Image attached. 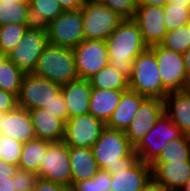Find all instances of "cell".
Instances as JSON below:
<instances>
[{
  "mask_svg": "<svg viewBox=\"0 0 190 191\" xmlns=\"http://www.w3.org/2000/svg\"><path fill=\"white\" fill-rule=\"evenodd\" d=\"M7 24L34 26L29 3L0 2V26Z\"/></svg>",
  "mask_w": 190,
  "mask_h": 191,
  "instance_id": "28",
  "label": "cell"
},
{
  "mask_svg": "<svg viewBox=\"0 0 190 191\" xmlns=\"http://www.w3.org/2000/svg\"><path fill=\"white\" fill-rule=\"evenodd\" d=\"M51 142L42 140L41 138H34L23 144L18 168L34 173L38 172L41 160L47 151L48 145Z\"/></svg>",
  "mask_w": 190,
  "mask_h": 191,
  "instance_id": "25",
  "label": "cell"
},
{
  "mask_svg": "<svg viewBox=\"0 0 190 191\" xmlns=\"http://www.w3.org/2000/svg\"><path fill=\"white\" fill-rule=\"evenodd\" d=\"M160 44L172 51L183 54L190 48V23L168 31Z\"/></svg>",
  "mask_w": 190,
  "mask_h": 191,
  "instance_id": "31",
  "label": "cell"
},
{
  "mask_svg": "<svg viewBox=\"0 0 190 191\" xmlns=\"http://www.w3.org/2000/svg\"><path fill=\"white\" fill-rule=\"evenodd\" d=\"M105 41L108 64L129 79L134 59L148 48L138 24L133 19H124Z\"/></svg>",
  "mask_w": 190,
  "mask_h": 191,
  "instance_id": "1",
  "label": "cell"
},
{
  "mask_svg": "<svg viewBox=\"0 0 190 191\" xmlns=\"http://www.w3.org/2000/svg\"><path fill=\"white\" fill-rule=\"evenodd\" d=\"M0 191H15V176L0 177Z\"/></svg>",
  "mask_w": 190,
  "mask_h": 191,
  "instance_id": "44",
  "label": "cell"
},
{
  "mask_svg": "<svg viewBox=\"0 0 190 191\" xmlns=\"http://www.w3.org/2000/svg\"><path fill=\"white\" fill-rule=\"evenodd\" d=\"M61 87V85L33 73L25 74L17 97L18 106L28 111L44 108L61 92Z\"/></svg>",
  "mask_w": 190,
  "mask_h": 191,
  "instance_id": "10",
  "label": "cell"
},
{
  "mask_svg": "<svg viewBox=\"0 0 190 191\" xmlns=\"http://www.w3.org/2000/svg\"><path fill=\"white\" fill-rule=\"evenodd\" d=\"M91 149L99 168L108 173L128 170L139 160L134 146L122 130L105 127Z\"/></svg>",
  "mask_w": 190,
  "mask_h": 191,
  "instance_id": "2",
  "label": "cell"
},
{
  "mask_svg": "<svg viewBox=\"0 0 190 191\" xmlns=\"http://www.w3.org/2000/svg\"><path fill=\"white\" fill-rule=\"evenodd\" d=\"M69 187L54 183L49 179L38 177L37 185L34 187L32 191H68Z\"/></svg>",
  "mask_w": 190,
  "mask_h": 191,
  "instance_id": "39",
  "label": "cell"
},
{
  "mask_svg": "<svg viewBox=\"0 0 190 191\" xmlns=\"http://www.w3.org/2000/svg\"><path fill=\"white\" fill-rule=\"evenodd\" d=\"M45 28L48 43L73 49L84 40L81 8L64 10Z\"/></svg>",
  "mask_w": 190,
  "mask_h": 191,
  "instance_id": "9",
  "label": "cell"
},
{
  "mask_svg": "<svg viewBox=\"0 0 190 191\" xmlns=\"http://www.w3.org/2000/svg\"><path fill=\"white\" fill-rule=\"evenodd\" d=\"M183 135L181 130L164 113L153 128L134 146L138 158L151 164L160 154L163 147Z\"/></svg>",
  "mask_w": 190,
  "mask_h": 191,
  "instance_id": "8",
  "label": "cell"
},
{
  "mask_svg": "<svg viewBox=\"0 0 190 191\" xmlns=\"http://www.w3.org/2000/svg\"><path fill=\"white\" fill-rule=\"evenodd\" d=\"M72 186L76 182L91 179L100 170L91 148L69 147Z\"/></svg>",
  "mask_w": 190,
  "mask_h": 191,
  "instance_id": "23",
  "label": "cell"
},
{
  "mask_svg": "<svg viewBox=\"0 0 190 191\" xmlns=\"http://www.w3.org/2000/svg\"><path fill=\"white\" fill-rule=\"evenodd\" d=\"M27 28L26 25L21 24L1 25L0 50L7 55L20 42Z\"/></svg>",
  "mask_w": 190,
  "mask_h": 191,
  "instance_id": "32",
  "label": "cell"
},
{
  "mask_svg": "<svg viewBox=\"0 0 190 191\" xmlns=\"http://www.w3.org/2000/svg\"><path fill=\"white\" fill-rule=\"evenodd\" d=\"M17 170L18 166L9 164L0 158V177H13Z\"/></svg>",
  "mask_w": 190,
  "mask_h": 191,
  "instance_id": "42",
  "label": "cell"
},
{
  "mask_svg": "<svg viewBox=\"0 0 190 191\" xmlns=\"http://www.w3.org/2000/svg\"><path fill=\"white\" fill-rule=\"evenodd\" d=\"M133 20L138 24L142 39L148 47L160 44L168 32L163 6L138 5Z\"/></svg>",
  "mask_w": 190,
  "mask_h": 191,
  "instance_id": "15",
  "label": "cell"
},
{
  "mask_svg": "<svg viewBox=\"0 0 190 191\" xmlns=\"http://www.w3.org/2000/svg\"><path fill=\"white\" fill-rule=\"evenodd\" d=\"M106 124L92 114H81L65 122L63 142L69 147L91 148Z\"/></svg>",
  "mask_w": 190,
  "mask_h": 191,
  "instance_id": "12",
  "label": "cell"
},
{
  "mask_svg": "<svg viewBox=\"0 0 190 191\" xmlns=\"http://www.w3.org/2000/svg\"><path fill=\"white\" fill-rule=\"evenodd\" d=\"M164 114V101L159 98H146L135 113L125 134L135 146L156 124Z\"/></svg>",
  "mask_w": 190,
  "mask_h": 191,
  "instance_id": "14",
  "label": "cell"
},
{
  "mask_svg": "<svg viewBox=\"0 0 190 191\" xmlns=\"http://www.w3.org/2000/svg\"><path fill=\"white\" fill-rule=\"evenodd\" d=\"M30 14L33 25L46 27L64 9L57 0H30Z\"/></svg>",
  "mask_w": 190,
  "mask_h": 191,
  "instance_id": "27",
  "label": "cell"
},
{
  "mask_svg": "<svg viewBox=\"0 0 190 191\" xmlns=\"http://www.w3.org/2000/svg\"><path fill=\"white\" fill-rule=\"evenodd\" d=\"M64 10L80 9L87 0H57Z\"/></svg>",
  "mask_w": 190,
  "mask_h": 191,
  "instance_id": "43",
  "label": "cell"
},
{
  "mask_svg": "<svg viewBox=\"0 0 190 191\" xmlns=\"http://www.w3.org/2000/svg\"><path fill=\"white\" fill-rule=\"evenodd\" d=\"M129 89L147 98L164 99L168 94L163 88L155 54L149 47L133 61Z\"/></svg>",
  "mask_w": 190,
  "mask_h": 191,
  "instance_id": "4",
  "label": "cell"
},
{
  "mask_svg": "<svg viewBox=\"0 0 190 191\" xmlns=\"http://www.w3.org/2000/svg\"><path fill=\"white\" fill-rule=\"evenodd\" d=\"M164 8V23L166 24L167 31L177 29L180 26L190 23V8L183 7L182 5H169L168 3L163 6Z\"/></svg>",
  "mask_w": 190,
  "mask_h": 191,
  "instance_id": "33",
  "label": "cell"
},
{
  "mask_svg": "<svg viewBox=\"0 0 190 191\" xmlns=\"http://www.w3.org/2000/svg\"><path fill=\"white\" fill-rule=\"evenodd\" d=\"M110 191H140L152 179L150 164L138 160L128 170L110 171Z\"/></svg>",
  "mask_w": 190,
  "mask_h": 191,
  "instance_id": "17",
  "label": "cell"
},
{
  "mask_svg": "<svg viewBox=\"0 0 190 191\" xmlns=\"http://www.w3.org/2000/svg\"><path fill=\"white\" fill-rule=\"evenodd\" d=\"M190 160V136L182 135L169 141L153 162H176Z\"/></svg>",
  "mask_w": 190,
  "mask_h": 191,
  "instance_id": "30",
  "label": "cell"
},
{
  "mask_svg": "<svg viewBox=\"0 0 190 191\" xmlns=\"http://www.w3.org/2000/svg\"><path fill=\"white\" fill-rule=\"evenodd\" d=\"M71 189L73 191H97L96 181L94 178L76 182Z\"/></svg>",
  "mask_w": 190,
  "mask_h": 191,
  "instance_id": "41",
  "label": "cell"
},
{
  "mask_svg": "<svg viewBox=\"0 0 190 191\" xmlns=\"http://www.w3.org/2000/svg\"><path fill=\"white\" fill-rule=\"evenodd\" d=\"M140 191H170L167 190L164 186L157 183L153 178L147 182Z\"/></svg>",
  "mask_w": 190,
  "mask_h": 191,
  "instance_id": "45",
  "label": "cell"
},
{
  "mask_svg": "<svg viewBox=\"0 0 190 191\" xmlns=\"http://www.w3.org/2000/svg\"><path fill=\"white\" fill-rule=\"evenodd\" d=\"M33 74L61 86L78 79L72 48L48 43L38 59Z\"/></svg>",
  "mask_w": 190,
  "mask_h": 191,
  "instance_id": "3",
  "label": "cell"
},
{
  "mask_svg": "<svg viewBox=\"0 0 190 191\" xmlns=\"http://www.w3.org/2000/svg\"><path fill=\"white\" fill-rule=\"evenodd\" d=\"M169 5H182L190 8V0H168Z\"/></svg>",
  "mask_w": 190,
  "mask_h": 191,
  "instance_id": "48",
  "label": "cell"
},
{
  "mask_svg": "<svg viewBox=\"0 0 190 191\" xmlns=\"http://www.w3.org/2000/svg\"><path fill=\"white\" fill-rule=\"evenodd\" d=\"M18 107V98L15 94L0 89V113H7Z\"/></svg>",
  "mask_w": 190,
  "mask_h": 191,
  "instance_id": "38",
  "label": "cell"
},
{
  "mask_svg": "<svg viewBox=\"0 0 190 191\" xmlns=\"http://www.w3.org/2000/svg\"><path fill=\"white\" fill-rule=\"evenodd\" d=\"M93 178L96 181L97 191H110L111 189V174L104 171L99 170Z\"/></svg>",
  "mask_w": 190,
  "mask_h": 191,
  "instance_id": "40",
  "label": "cell"
},
{
  "mask_svg": "<svg viewBox=\"0 0 190 191\" xmlns=\"http://www.w3.org/2000/svg\"><path fill=\"white\" fill-rule=\"evenodd\" d=\"M138 5L165 6L168 0H137Z\"/></svg>",
  "mask_w": 190,
  "mask_h": 191,
  "instance_id": "46",
  "label": "cell"
},
{
  "mask_svg": "<svg viewBox=\"0 0 190 191\" xmlns=\"http://www.w3.org/2000/svg\"><path fill=\"white\" fill-rule=\"evenodd\" d=\"M164 101V113L181 130L190 136V88L168 93Z\"/></svg>",
  "mask_w": 190,
  "mask_h": 191,
  "instance_id": "20",
  "label": "cell"
},
{
  "mask_svg": "<svg viewBox=\"0 0 190 191\" xmlns=\"http://www.w3.org/2000/svg\"><path fill=\"white\" fill-rule=\"evenodd\" d=\"M30 0H0V2L29 3Z\"/></svg>",
  "mask_w": 190,
  "mask_h": 191,
  "instance_id": "50",
  "label": "cell"
},
{
  "mask_svg": "<svg viewBox=\"0 0 190 191\" xmlns=\"http://www.w3.org/2000/svg\"><path fill=\"white\" fill-rule=\"evenodd\" d=\"M2 115H3V113H0V122L2 121Z\"/></svg>",
  "mask_w": 190,
  "mask_h": 191,
  "instance_id": "52",
  "label": "cell"
},
{
  "mask_svg": "<svg viewBox=\"0 0 190 191\" xmlns=\"http://www.w3.org/2000/svg\"><path fill=\"white\" fill-rule=\"evenodd\" d=\"M146 98V96L130 89L124 91L119 104L106 123V127L125 131L130 126L136 111Z\"/></svg>",
  "mask_w": 190,
  "mask_h": 191,
  "instance_id": "21",
  "label": "cell"
},
{
  "mask_svg": "<svg viewBox=\"0 0 190 191\" xmlns=\"http://www.w3.org/2000/svg\"><path fill=\"white\" fill-rule=\"evenodd\" d=\"M15 176V191H32L37 185L39 175L19 169L14 174Z\"/></svg>",
  "mask_w": 190,
  "mask_h": 191,
  "instance_id": "36",
  "label": "cell"
},
{
  "mask_svg": "<svg viewBox=\"0 0 190 191\" xmlns=\"http://www.w3.org/2000/svg\"><path fill=\"white\" fill-rule=\"evenodd\" d=\"M44 109L62 119L64 122L68 120V110L62 92H60L48 105H45Z\"/></svg>",
  "mask_w": 190,
  "mask_h": 191,
  "instance_id": "37",
  "label": "cell"
},
{
  "mask_svg": "<svg viewBox=\"0 0 190 191\" xmlns=\"http://www.w3.org/2000/svg\"><path fill=\"white\" fill-rule=\"evenodd\" d=\"M32 124L36 138L49 142H60L64 137L65 122L44 108L33 109Z\"/></svg>",
  "mask_w": 190,
  "mask_h": 191,
  "instance_id": "22",
  "label": "cell"
},
{
  "mask_svg": "<svg viewBox=\"0 0 190 191\" xmlns=\"http://www.w3.org/2000/svg\"><path fill=\"white\" fill-rule=\"evenodd\" d=\"M0 132L22 143L36 138L30 112L19 106L2 115Z\"/></svg>",
  "mask_w": 190,
  "mask_h": 191,
  "instance_id": "18",
  "label": "cell"
},
{
  "mask_svg": "<svg viewBox=\"0 0 190 191\" xmlns=\"http://www.w3.org/2000/svg\"><path fill=\"white\" fill-rule=\"evenodd\" d=\"M104 4L122 19H134L137 10V0H97Z\"/></svg>",
  "mask_w": 190,
  "mask_h": 191,
  "instance_id": "35",
  "label": "cell"
},
{
  "mask_svg": "<svg viewBox=\"0 0 190 191\" xmlns=\"http://www.w3.org/2000/svg\"><path fill=\"white\" fill-rule=\"evenodd\" d=\"M179 191H190V178L186 181V183L181 187Z\"/></svg>",
  "mask_w": 190,
  "mask_h": 191,
  "instance_id": "49",
  "label": "cell"
},
{
  "mask_svg": "<svg viewBox=\"0 0 190 191\" xmlns=\"http://www.w3.org/2000/svg\"><path fill=\"white\" fill-rule=\"evenodd\" d=\"M23 144L24 143L17 141L11 136H7L1 133L0 158L9 164L18 166Z\"/></svg>",
  "mask_w": 190,
  "mask_h": 191,
  "instance_id": "34",
  "label": "cell"
},
{
  "mask_svg": "<svg viewBox=\"0 0 190 191\" xmlns=\"http://www.w3.org/2000/svg\"><path fill=\"white\" fill-rule=\"evenodd\" d=\"M24 73L5 56L0 61V89L15 94L20 93Z\"/></svg>",
  "mask_w": 190,
  "mask_h": 191,
  "instance_id": "29",
  "label": "cell"
},
{
  "mask_svg": "<svg viewBox=\"0 0 190 191\" xmlns=\"http://www.w3.org/2000/svg\"><path fill=\"white\" fill-rule=\"evenodd\" d=\"M152 178L167 190L179 191L190 178V160L152 162Z\"/></svg>",
  "mask_w": 190,
  "mask_h": 191,
  "instance_id": "16",
  "label": "cell"
},
{
  "mask_svg": "<svg viewBox=\"0 0 190 191\" xmlns=\"http://www.w3.org/2000/svg\"><path fill=\"white\" fill-rule=\"evenodd\" d=\"M54 183L72 187L69 146L63 141L51 142L36 173Z\"/></svg>",
  "mask_w": 190,
  "mask_h": 191,
  "instance_id": "11",
  "label": "cell"
},
{
  "mask_svg": "<svg viewBox=\"0 0 190 191\" xmlns=\"http://www.w3.org/2000/svg\"><path fill=\"white\" fill-rule=\"evenodd\" d=\"M184 65L186 69V75L190 81V48L183 53Z\"/></svg>",
  "mask_w": 190,
  "mask_h": 191,
  "instance_id": "47",
  "label": "cell"
},
{
  "mask_svg": "<svg viewBox=\"0 0 190 191\" xmlns=\"http://www.w3.org/2000/svg\"><path fill=\"white\" fill-rule=\"evenodd\" d=\"M6 55L0 50V61L5 57Z\"/></svg>",
  "mask_w": 190,
  "mask_h": 191,
  "instance_id": "51",
  "label": "cell"
},
{
  "mask_svg": "<svg viewBox=\"0 0 190 191\" xmlns=\"http://www.w3.org/2000/svg\"><path fill=\"white\" fill-rule=\"evenodd\" d=\"M79 78L89 79L109 63L105 40L84 39L72 49Z\"/></svg>",
  "mask_w": 190,
  "mask_h": 191,
  "instance_id": "13",
  "label": "cell"
},
{
  "mask_svg": "<svg viewBox=\"0 0 190 191\" xmlns=\"http://www.w3.org/2000/svg\"><path fill=\"white\" fill-rule=\"evenodd\" d=\"M48 44L46 28L32 26L24 32L20 42L6 56L24 73H33L38 59Z\"/></svg>",
  "mask_w": 190,
  "mask_h": 191,
  "instance_id": "6",
  "label": "cell"
},
{
  "mask_svg": "<svg viewBox=\"0 0 190 191\" xmlns=\"http://www.w3.org/2000/svg\"><path fill=\"white\" fill-rule=\"evenodd\" d=\"M92 88L128 90L129 79L109 64L89 78Z\"/></svg>",
  "mask_w": 190,
  "mask_h": 191,
  "instance_id": "26",
  "label": "cell"
},
{
  "mask_svg": "<svg viewBox=\"0 0 190 191\" xmlns=\"http://www.w3.org/2000/svg\"><path fill=\"white\" fill-rule=\"evenodd\" d=\"M149 48L155 54L163 88L168 93L189 89L190 81L186 75L183 54L172 51L161 44Z\"/></svg>",
  "mask_w": 190,
  "mask_h": 191,
  "instance_id": "7",
  "label": "cell"
},
{
  "mask_svg": "<svg viewBox=\"0 0 190 191\" xmlns=\"http://www.w3.org/2000/svg\"><path fill=\"white\" fill-rule=\"evenodd\" d=\"M68 110V118L89 113L92 86L89 79L78 78L61 87Z\"/></svg>",
  "mask_w": 190,
  "mask_h": 191,
  "instance_id": "19",
  "label": "cell"
},
{
  "mask_svg": "<svg viewBox=\"0 0 190 191\" xmlns=\"http://www.w3.org/2000/svg\"><path fill=\"white\" fill-rule=\"evenodd\" d=\"M84 39L106 40L124 20L97 0H87L81 7Z\"/></svg>",
  "mask_w": 190,
  "mask_h": 191,
  "instance_id": "5",
  "label": "cell"
},
{
  "mask_svg": "<svg viewBox=\"0 0 190 191\" xmlns=\"http://www.w3.org/2000/svg\"><path fill=\"white\" fill-rule=\"evenodd\" d=\"M124 91L126 90L92 88L89 113L106 124L119 104Z\"/></svg>",
  "mask_w": 190,
  "mask_h": 191,
  "instance_id": "24",
  "label": "cell"
}]
</instances>
